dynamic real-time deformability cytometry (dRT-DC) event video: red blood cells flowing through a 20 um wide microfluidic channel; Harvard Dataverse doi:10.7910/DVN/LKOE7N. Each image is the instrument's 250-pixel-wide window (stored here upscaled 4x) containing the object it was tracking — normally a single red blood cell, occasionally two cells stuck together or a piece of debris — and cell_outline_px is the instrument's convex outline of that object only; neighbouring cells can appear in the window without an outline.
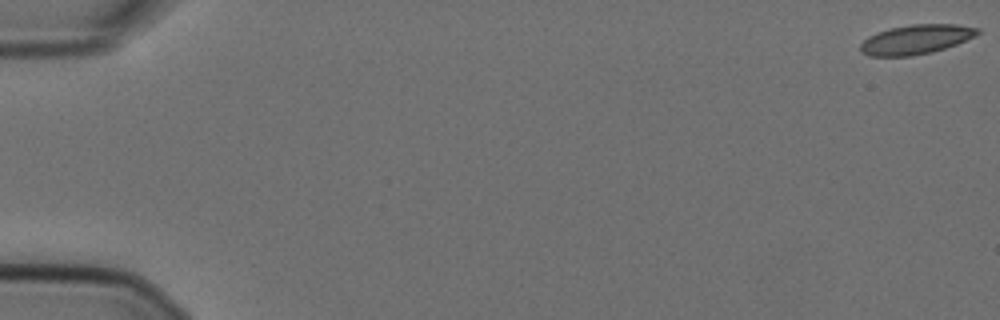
{"species": "Egyptian fruit bat (a non-hibernating species)", "species_latin": "Rousettus aegyptiacus", "temperature_condition": "cold", "stored_images_in_passage": 51, "camera_frame_rate_fps": 3000, "um_per_image_px": 0.085, "animal": {"sex": "female"}, "frame": {"image": 1, "passage_image": 1, "time_ms": 0.0, "image_size_px": [1000, 320], "cell_outline_px": [[980, 32], [976, 36], [956, 44], [932, 52], [912, 56], [868, 56], [860, 52], [860, 44], [868, 36], [876, 32], [892, 28], [912, 24], [956, 24], [980, 28]], "centroid_in_image_um": [77.85, 3.35], "position_along_channel_um": 7.1, "area_um2": 20.17}}
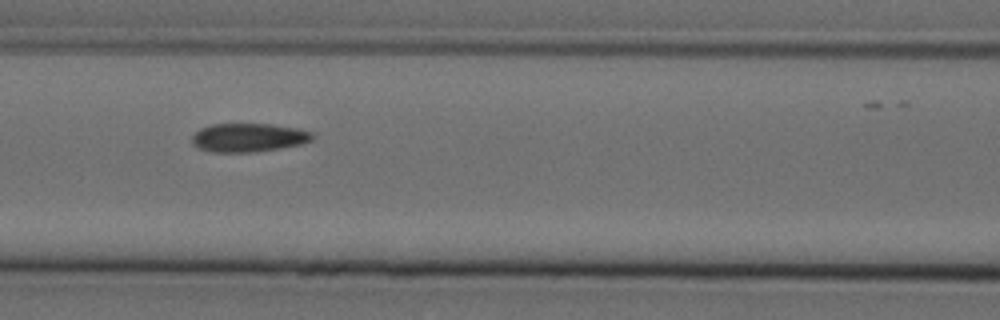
{"frame": {"image": 2, "passage_image": 26, "time_ms": 8.333, "image_size_px": [1000, 320], "cell_outline_px": [[316, 136], [312, 140], [300, 144], [280, 148], [256, 152], [212, 152], [196, 148], [192, 144], [192, 136], [200, 128], [212, 124], [268, 124], [296, 128], [312, 132]], "centroid_in_image_um": [21.1, 11.7], "position_along_channel_um": 145.5, "area_um2": 20.17}}
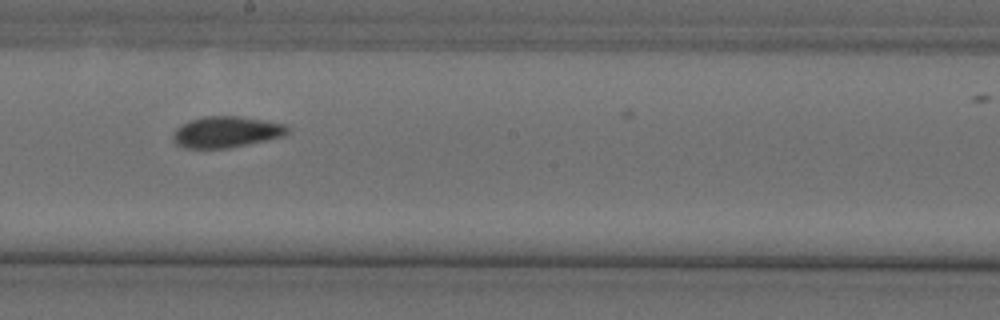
{"frame": {"image": 3, "passage_image": 33, "time_ms": 10.667, "image_size_px": [1000, 320], "cell_outline_px": [[288, 132], [284, 136], [228, 148], [184, 148], [176, 144], [172, 140], [172, 132], [180, 124], [204, 116], [236, 116], [284, 124], [288, 128]], "centroid_in_image_um": [19.16, 11.22], "position_along_channel_um": 229.0, "area_um2": 20.63}}